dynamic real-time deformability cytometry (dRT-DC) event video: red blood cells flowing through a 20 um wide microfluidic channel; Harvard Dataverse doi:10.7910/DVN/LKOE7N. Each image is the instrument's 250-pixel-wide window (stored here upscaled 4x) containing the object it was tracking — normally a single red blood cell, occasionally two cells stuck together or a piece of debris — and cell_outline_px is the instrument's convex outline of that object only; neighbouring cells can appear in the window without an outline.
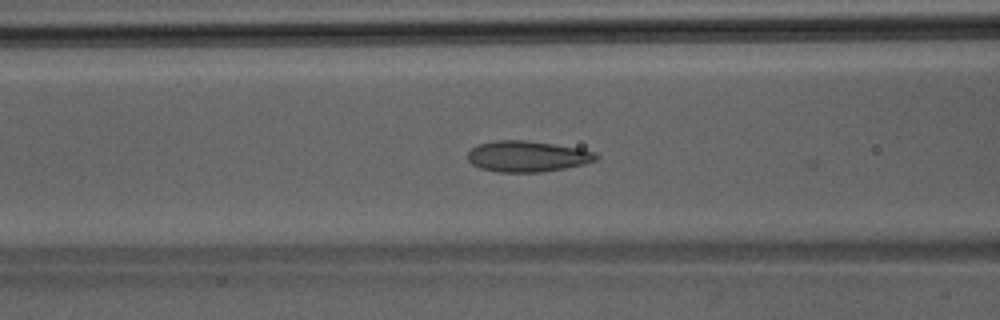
{"species": "Egyptian fruit bat (a non-hibernating species)", "species_latin": "Rousettus aegyptiacus", "temperature_condition": "room temperature", "stored_images_in_passage": 41, "camera_frame_rate_fps": 3000, "um_per_image_px": 0.085, "animal": {"sex": "male"}, "frame": {"image": 1, "passage_image": 18, "time_ms": 5.667, "image_size_px": [1000, 320], "cell_outline_px": [[600, 156], [596, 160], [584, 164], [544, 172], [496, 172], [480, 168], [472, 164], [468, 160], [468, 152], [472, 148], [480, 144], [496, 140], [528, 140], [580, 148], [596, 152]], "centroid_in_image_um": [44.85, 13.29], "position_along_channel_um": 121.8, "area_um2": 23.29}}
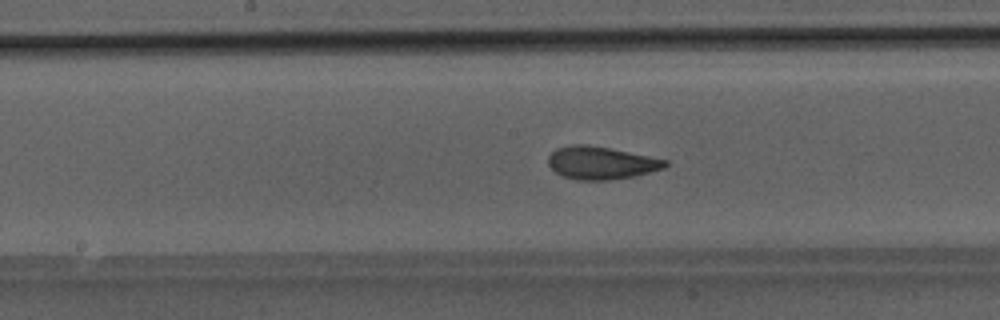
{"frame": {"image": 2, "passage_image": 23, "time_ms": 7.333, "image_size_px": [1000, 320], "cell_outline_px": [[668, 164], [664, 168], [632, 176], [608, 180], [576, 180], [564, 176], [556, 172], [548, 164], [548, 156], [556, 148], [572, 144], [588, 144], [668, 160]], "centroid_in_image_um": [51.06, 13.84], "position_along_channel_um": 197.1, "area_um2": 22.08}}
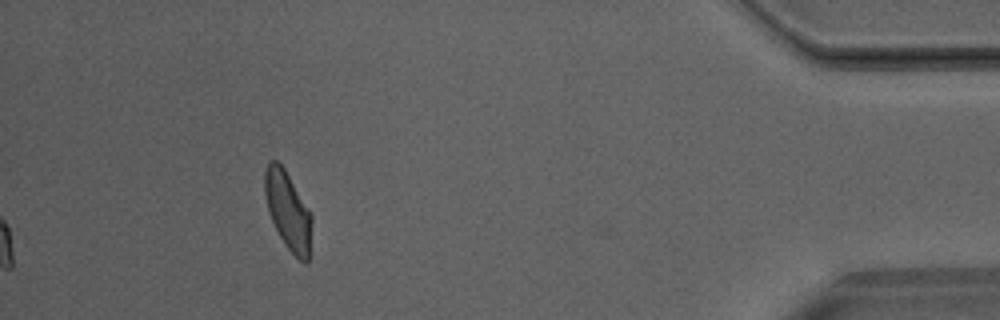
{"frame": {"image": 3, "passage_image": 41, "time_ms": 13.333, "image_size_px": [1000, 320], "cell_outline_px": [[312, 220], [308, 260], [304, 264], [284, 244], [268, 212], [264, 192], [264, 172], [268, 164], [272, 160], [276, 160], [284, 168], [312, 212]], "centroid_in_image_um": [24.48, 17.88], "position_along_channel_um": 410.7, "area_um2": 21.33}}